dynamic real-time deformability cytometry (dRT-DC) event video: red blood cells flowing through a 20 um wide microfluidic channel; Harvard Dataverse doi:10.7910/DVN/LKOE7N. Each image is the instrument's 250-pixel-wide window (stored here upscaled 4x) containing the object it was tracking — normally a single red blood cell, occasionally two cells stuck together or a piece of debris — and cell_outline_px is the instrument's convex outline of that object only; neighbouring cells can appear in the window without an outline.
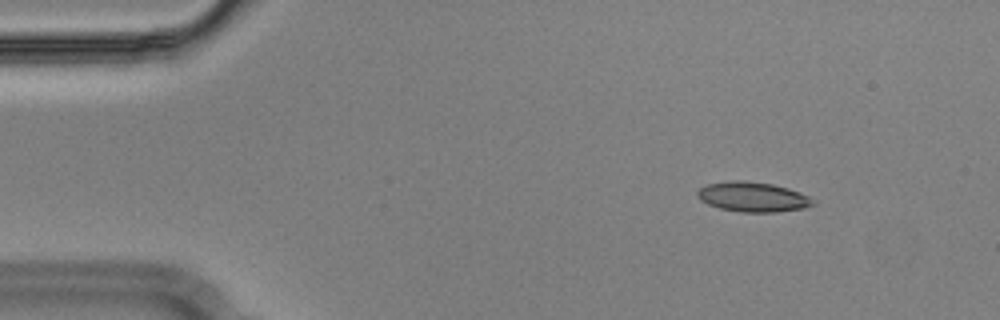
{"species": "Egyptian fruit bat (a non-hibernating species)", "species_latin": "Rousettus aegyptiacus", "temperature_condition": "cold", "stored_images_in_passage": 51, "camera_frame_rate_fps": 3000, "um_per_image_px": 0.085, "animal": {"sex": "male"}, "frame": {"image": 1, "passage_image": 3, "time_ms": 0.667, "image_size_px": [1000, 320], "cell_outline_px": [[816, 204], [804, 208], [776, 212], [740, 212], [720, 208], [708, 204], [700, 200], [696, 196], [696, 192], [700, 188], [708, 184], [728, 180], [740, 180], [772, 184], [788, 188], [800, 192], [816, 200]], "centroid_in_image_um": [63.99, 16.74], "position_along_channel_um": 21.0, "area_um2": 20.23}}
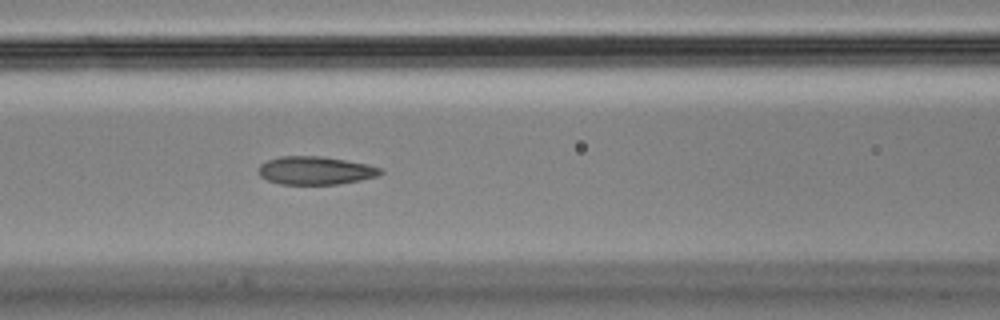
{"frame": {"image": 2, "passage_image": 19, "time_ms": 6.0, "image_size_px": [1000, 320], "cell_outline_px": [[384, 172], [376, 176], [360, 180], [336, 184], [280, 184], [268, 180], [260, 176], [256, 172], [260, 164], [268, 160], [280, 156], [320, 156], [368, 164], [384, 168]], "centroid_in_image_um": [26.8, 14.49], "position_along_channel_um": 139.8, "area_um2": 20.06}}
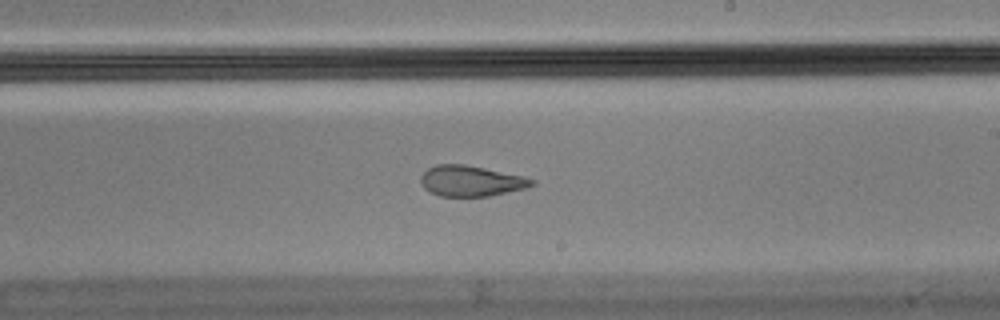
{"frame": {"image": 3, "passage_image": 28, "time_ms": 9.0, "image_size_px": [1000, 320], "cell_outline_px": [[536, 184], [524, 188], [488, 196], [440, 196], [424, 188], [420, 180], [420, 176], [428, 168], [436, 164], [464, 164], [524, 176], [536, 180]], "centroid_in_image_um": [40.03, 15.37], "position_along_channel_um": 249.0, "area_um2": 19.71}, "authors_computed_cell_mechanics": {"area_um2": 20.519, "velocity_mm_per_s": 3.6431, "shape_relaxation_time_tau1_ms": null, "shape_relaxation_time_tau2_ms": 1.4485, "deformation_change_tau1": null, "deformation_change_tau2": 0.0867}}